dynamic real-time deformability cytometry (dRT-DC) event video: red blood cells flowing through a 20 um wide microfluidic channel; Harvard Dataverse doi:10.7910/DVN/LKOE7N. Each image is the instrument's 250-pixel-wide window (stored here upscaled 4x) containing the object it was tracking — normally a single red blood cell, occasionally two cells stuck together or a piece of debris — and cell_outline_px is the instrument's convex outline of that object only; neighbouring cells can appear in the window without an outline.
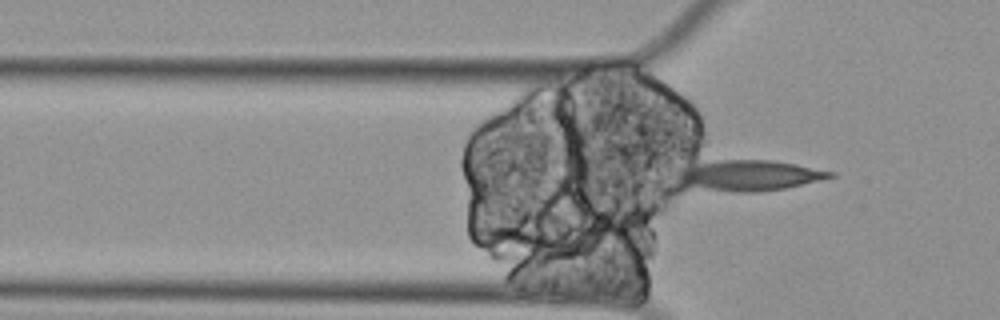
{"species": "Egyptian fruit bat (a non-hibernating species)", "species_latin": "Rousettus aegyptiacus", "temperature_condition": "cold", "stored_images_in_passage": 18, "camera_frame_rate_fps": 3000, "um_per_image_px": 0.085, "animal": {"sex": "female"}, "frame": {"image": 1, "passage_image": 18, "time_ms": 5.667, "image_size_px": [1000, 320], "cell_outline_px": [[836, 176], [820, 180], [784, 188], [756, 192], [736, 192], [680, 188], [672, 176], [680, 168], [716, 160], [772, 160], [796, 164], [836, 172]], "centroid_in_image_um": [63.52, 14.93], "position_along_channel_um": 62.3, "area_um2": 28.03}}